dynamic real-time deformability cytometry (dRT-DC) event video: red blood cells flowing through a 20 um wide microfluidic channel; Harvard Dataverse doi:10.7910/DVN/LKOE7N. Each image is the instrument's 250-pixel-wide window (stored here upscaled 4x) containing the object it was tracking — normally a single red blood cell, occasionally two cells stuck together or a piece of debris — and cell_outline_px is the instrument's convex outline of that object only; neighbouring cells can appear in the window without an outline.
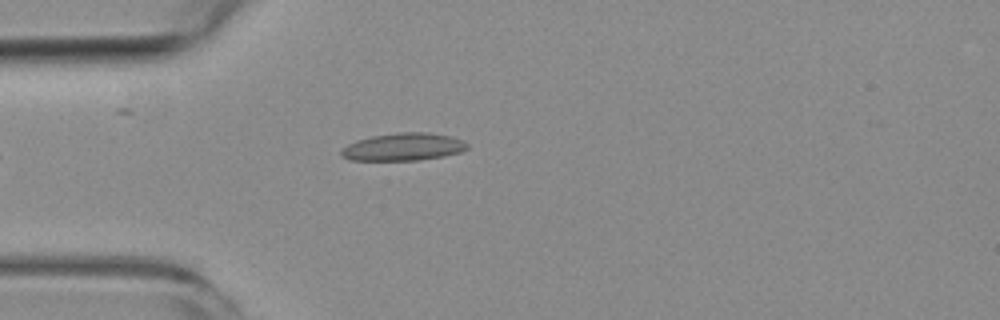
{"species": "common noctule bat (a hibernating species)", "species_latin": "Nyctalus noctula", "temperature_condition": "room temperature", "stored_images_in_passage": 5, "camera_frame_rate_fps": 3000, "um_per_image_px": 0.085, "animal": {"sex": "female", "body_mass_g": 19.3, "forearm_length_mm": 54.1}, "frame": {"image": 1, "passage_image": 5, "time_ms": 4.667, "image_size_px": [1000, 320], "cell_outline_px": [[468, 148], [460, 152], [444, 156], [416, 160], [348, 160], [340, 156], [340, 148], [356, 140], [372, 136], [396, 132], [424, 132], [452, 136], [464, 140], [468, 144]], "centroid_in_image_um": [34.25, 12.48], "position_along_channel_um": 50.7, "area_um2": 20.46}}